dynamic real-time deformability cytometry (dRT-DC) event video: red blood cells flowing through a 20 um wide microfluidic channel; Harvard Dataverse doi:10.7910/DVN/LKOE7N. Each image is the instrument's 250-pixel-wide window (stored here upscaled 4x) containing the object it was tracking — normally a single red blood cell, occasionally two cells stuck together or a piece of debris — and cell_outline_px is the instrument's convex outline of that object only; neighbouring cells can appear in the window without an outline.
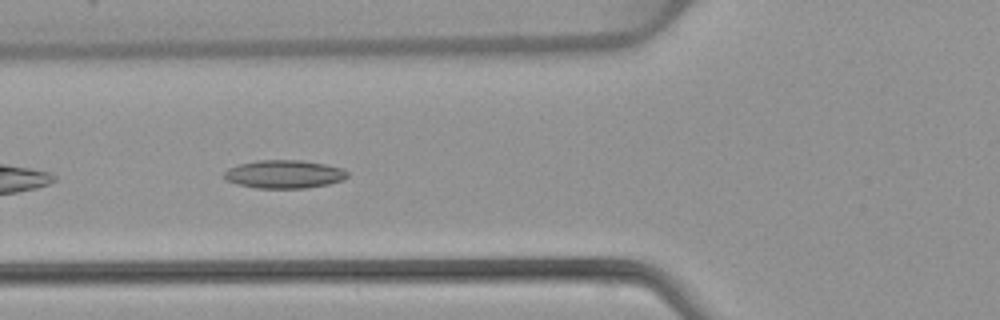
{"species": "common noctule bat (a hibernating species)", "species_latin": "Nyctalus noctula", "temperature_condition": "warm", "stored_images_in_passage": 30, "camera_frame_rate_fps": 3000, "um_per_image_px": 0.085, "animal": {"sex": "female", "body_mass_g": 22.7, "forearm_length_mm": 54.2}, "frame": {"image": 1, "passage_image": 5, "time_ms": 1.333, "image_size_px": [1000, 320], "cell_outline_px": [[348, 176], [344, 180], [328, 184], [304, 188], [256, 188], [236, 184], [224, 180], [220, 176], [228, 168], [236, 164], [256, 160], [300, 160], [324, 164], [344, 168], [348, 172]], "centroid_in_image_um": [24.1, 14.8], "position_along_channel_um": 101.7, "area_um2": 20.63}}
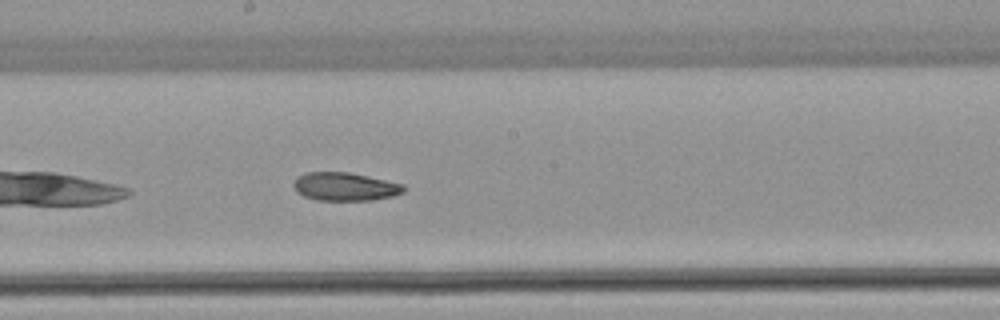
{"frame": {"image": 2, "passage_image": 14, "time_ms": 4.333, "image_size_px": [1000, 320], "cell_outline_px": [[404, 192], [392, 196], [372, 200], [316, 200], [304, 196], [296, 192], [292, 184], [296, 176], [304, 172], [348, 172], [368, 176], [404, 184]], "centroid_in_image_um": [29.28, 15.85], "position_along_channel_um": 218.9, "area_um2": 18.26}}
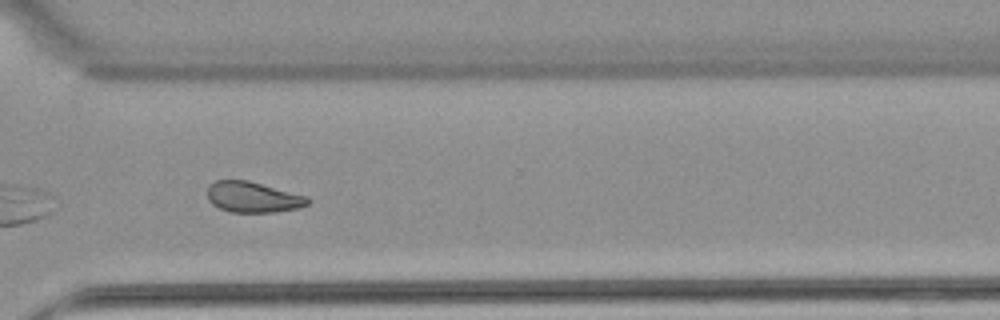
{"frame": {"image": 3, "passage_image": 24, "time_ms": 7.667, "image_size_px": [1000, 320], "cell_outline_px": [[312, 200], [308, 204], [300, 208], [276, 212], [228, 212], [212, 204], [208, 200], [208, 184], [216, 180], [248, 180], [308, 196]], "centroid_in_image_um": [21.52, 16.75], "position_along_channel_um": 349.1, "area_um2": 18.21}, "authors_computed_cell_mechanics": {"area_um2": 18.7272, "velocity_mm_per_s": 3.9069, "shape_relaxation_time_tau1_ms": null, "shape_relaxation_time_tau2_ms": 2.906, "deformation_change_tau1": null, "deformation_change_tau2": 0.0925}}